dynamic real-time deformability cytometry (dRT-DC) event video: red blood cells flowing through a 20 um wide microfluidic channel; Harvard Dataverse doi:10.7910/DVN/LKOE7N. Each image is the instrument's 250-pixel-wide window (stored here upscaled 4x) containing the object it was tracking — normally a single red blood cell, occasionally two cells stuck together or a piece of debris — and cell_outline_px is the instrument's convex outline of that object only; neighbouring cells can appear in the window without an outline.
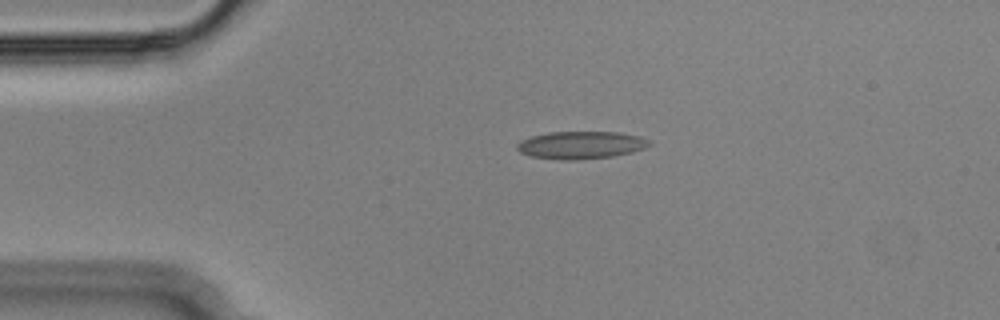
{"species": "Egyptian fruit bat (a non-hibernating species)", "species_latin": "Rousettus aegyptiacus", "temperature_condition": "cold", "stored_images_in_passage": 44, "camera_frame_rate_fps": 3000, "um_per_image_px": 0.085, "animal": {"sex": "male"}, "frame": {"image": 1, "passage_image": 1, "time_ms": 0.0, "image_size_px": [1000, 320], "cell_outline_px": [[652, 144], [644, 148], [632, 152], [612, 156], [576, 160], [560, 160], [532, 156], [520, 152], [516, 148], [516, 144], [520, 140], [532, 136], [548, 132], [616, 132], [640, 136], [648, 140]], "centroid_in_image_um": [49.36, 12.33], "position_along_channel_um": 35.6, "area_um2": 21.21}}
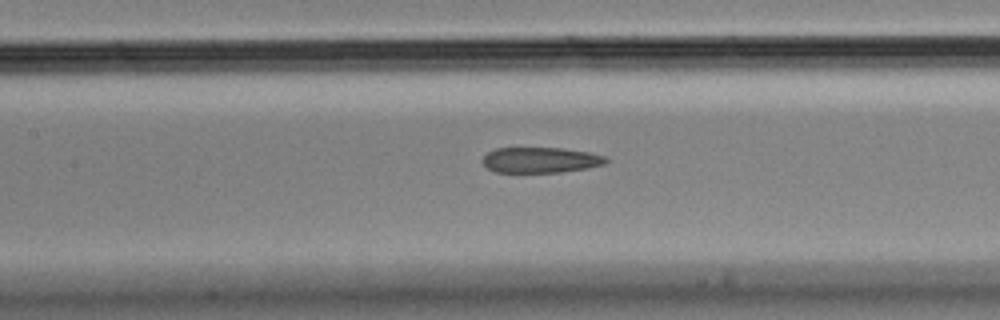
{"frame": {"image": 2, "passage_image": 14, "time_ms": 4.333, "image_size_px": [1000, 320], "cell_outline_px": [[608, 160], [604, 164], [588, 168], [560, 172], [496, 172], [488, 168], [484, 164], [484, 156], [488, 152], [496, 148], [560, 148], [588, 152], [604, 156]], "centroid_in_image_um": [45.95, 13.6], "position_along_channel_um": 161.4, "area_um2": 18.15}}
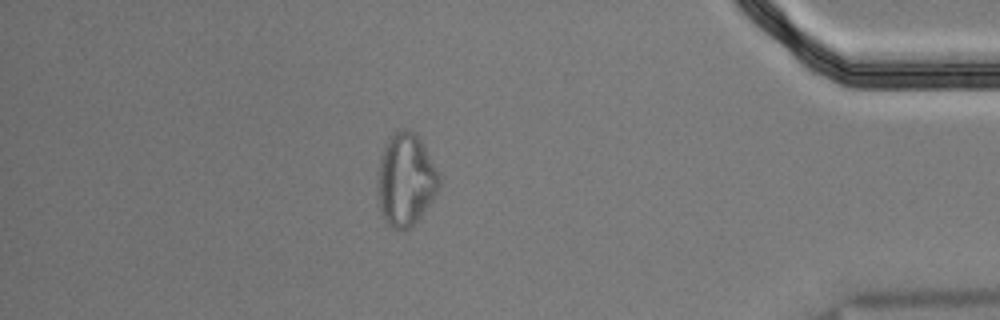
{"frame": {"image": 3, "passage_image": 37, "time_ms": 12.0, "image_size_px": [1000, 320], "cell_outline_px": [[440, 188], [432, 200], [420, 216], [404, 232], [392, 228], [388, 224], [380, 208], [376, 192], [380, 156], [384, 144], [396, 132], [404, 128], [412, 132], [424, 144], [440, 176]], "centroid_in_image_um": [34.47, 15.29], "position_along_channel_um": 400.7, "area_um2": 33.06}, "authors_computed_cell_mechanics": {"area_um2": 20.7213, "velocity_mm_per_s": 3.6403, "shape_relaxation_time_tau1_ms": null, "shape_relaxation_time_tau2_ms": 2.1248, "deformation_change_tau1": null, "deformation_change_tau2": 0.0992}}